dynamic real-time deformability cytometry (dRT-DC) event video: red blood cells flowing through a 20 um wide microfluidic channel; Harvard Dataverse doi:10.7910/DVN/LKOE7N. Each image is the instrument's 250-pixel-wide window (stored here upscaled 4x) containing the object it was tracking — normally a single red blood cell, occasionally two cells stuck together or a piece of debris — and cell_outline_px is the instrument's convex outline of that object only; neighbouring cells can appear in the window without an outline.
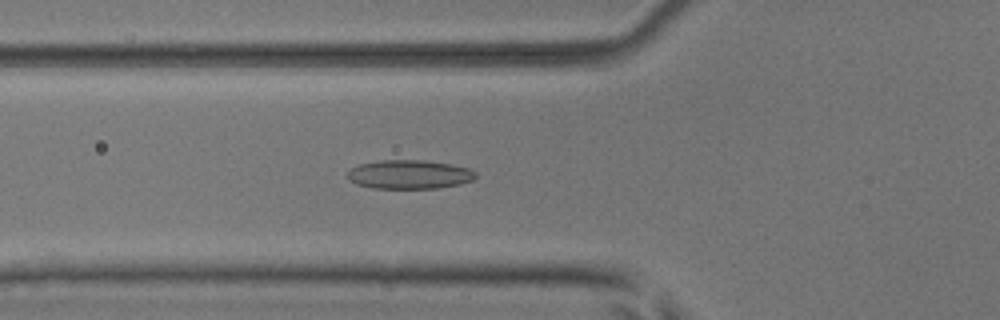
{"species": "common noctule bat (a hibernating species)", "species_latin": "Nyctalus noctula", "temperature_condition": "room temperature", "stored_images_in_passage": 53, "camera_frame_rate_fps": 3000, "um_per_image_px": 0.085, "animal": {"sex": "male", "body_mass_g": 17.9, "forearm_length_mm": 54.2}, "frame": {"image": 1, "passage_image": 20, "time_ms": 6.333, "image_size_px": [1000, 320], "cell_outline_px": [[476, 176], [472, 180], [460, 184], [436, 188], [372, 188], [356, 184], [348, 180], [348, 172], [352, 168], [360, 164], [380, 160], [424, 160], [452, 164], [468, 168], [476, 172]], "centroid_in_image_um": [34.79, 14.82], "position_along_channel_um": 91.0, "area_um2": 21.56}}
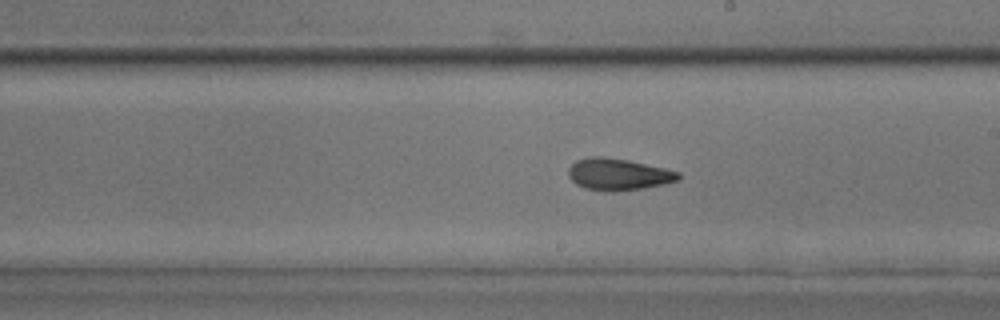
{"frame": {"image": 2, "passage_image": 31, "time_ms": 10.0, "image_size_px": [1000, 320], "cell_outline_px": [[680, 180], [664, 184], [644, 188], [616, 192], [608, 192], [584, 188], [576, 184], [568, 176], [568, 168], [576, 160], [588, 156], [604, 156], [628, 160], [664, 168], [680, 172]], "centroid_in_image_um": [52.54, 14.82], "position_along_channel_um": 236.5, "area_um2": 20.63}}
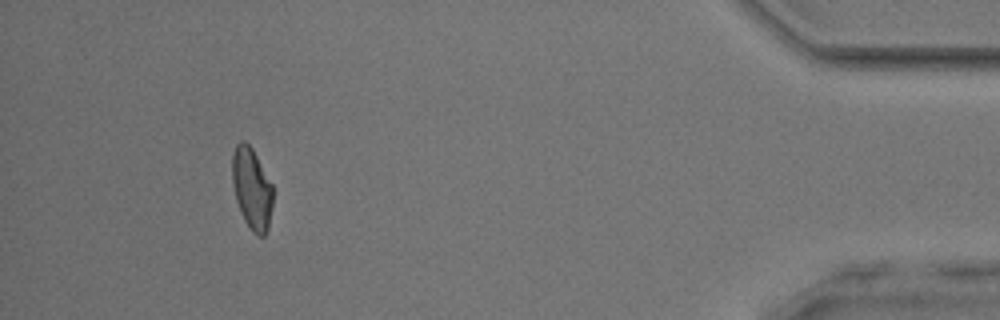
{"frame": {"image": 3, "passage_image": 49, "time_ms": 16.0, "image_size_px": [1000, 320], "cell_outline_px": [[272, 208], [268, 228], [264, 236], [256, 236], [252, 232], [244, 220], [240, 212], [236, 200], [232, 184], [232, 152], [236, 144], [240, 140], [244, 140], [252, 148], [272, 184]], "centroid_in_image_um": [21.39, 16.03], "position_along_channel_um": 413.8, "area_um2": 19.48}, "authors_computed_cell_mechanics": {"area_um2": 20.1144, "velocity_mm_per_s": 3.9769, "shape_relaxation_time_tau1_ms": null, "shape_relaxation_time_tau2_ms": 3.1227, "deformation_change_tau1": null, "deformation_change_tau2": 0.1039}}